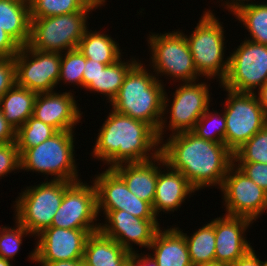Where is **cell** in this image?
Here are the masks:
<instances>
[{"instance_id":"1","label":"cell","mask_w":267,"mask_h":266,"mask_svg":"<svg viewBox=\"0 0 267 266\" xmlns=\"http://www.w3.org/2000/svg\"><path fill=\"white\" fill-rule=\"evenodd\" d=\"M169 136L160 147L166 164L180 171L197 191L211 186L221 188L233 164V153L227 146L204 140L192 131Z\"/></svg>"},{"instance_id":"2","label":"cell","mask_w":267,"mask_h":266,"mask_svg":"<svg viewBox=\"0 0 267 266\" xmlns=\"http://www.w3.org/2000/svg\"><path fill=\"white\" fill-rule=\"evenodd\" d=\"M106 118L91 156L108 168L121 163L146 162L160 155L161 142L149 124L113 109Z\"/></svg>"},{"instance_id":"3","label":"cell","mask_w":267,"mask_h":266,"mask_svg":"<svg viewBox=\"0 0 267 266\" xmlns=\"http://www.w3.org/2000/svg\"><path fill=\"white\" fill-rule=\"evenodd\" d=\"M137 60L110 104L116 112L146 122L157 132L163 119L166 89L162 80Z\"/></svg>"},{"instance_id":"4","label":"cell","mask_w":267,"mask_h":266,"mask_svg":"<svg viewBox=\"0 0 267 266\" xmlns=\"http://www.w3.org/2000/svg\"><path fill=\"white\" fill-rule=\"evenodd\" d=\"M74 135V131H58L38 146L26 149L20 155V170L54 176L52 180H81L74 156Z\"/></svg>"},{"instance_id":"5","label":"cell","mask_w":267,"mask_h":266,"mask_svg":"<svg viewBox=\"0 0 267 266\" xmlns=\"http://www.w3.org/2000/svg\"><path fill=\"white\" fill-rule=\"evenodd\" d=\"M222 26L215 13L206 9L191 35L185 34L197 72L209 80L218 78L219 84L229 68V57L224 60L226 46Z\"/></svg>"},{"instance_id":"6","label":"cell","mask_w":267,"mask_h":266,"mask_svg":"<svg viewBox=\"0 0 267 266\" xmlns=\"http://www.w3.org/2000/svg\"><path fill=\"white\" fill-rule=\"evenodd\" d=\"M27 186L19 193L13 205L15 220L22 224L34 237L51 227L52 220L60 207L65 190L73 183L49 180Z\"/></svg>"},{"instance_id":"7","label":"cell","mask_w":267,"mask_h":266,"mask_svg":"<svg viewBox=\"0 0 267 266\" xmlns=\"http://www.w3.org/2000/svg\"><path fill=\"white\" fill-rule=\"evenodd\" d=\"M92 11L94 10H80L59 16L31 18L27 46L43 52L60 54L76 49L88 28V14Z\"/></svg>"},{"instance_id":"8","label":"cell","mask_w":267,"mask_h":266,"mask_svg":"<svg viewBox=\"0 0 267 266\" xmlns=\"http://www.w3.org/2000/svg\"><path fill=\"white\" fill-rule=\"evenodd\" d=\"M147 38L149 49L151 50L150 65L155 72L157 79L161 75L169 76V79L184 82H194L201 75L194 65L193 56L185 37L181 30L170 31L159 35L151 32ZM160 74V75H158ZM160 76V77H158Z\"/></svg>"},{"instance_id":"9","label":"cell","mask_w":267,"mask_h":266,"mask_svg":"<svg viewBox=\"0 0 267 266\" xmlns=\"http://www.w3.org/2000/svg\"><path fill=\"white\" fill-rule=\"evenodd\" d=\"M221 88L228 93L222 111L226 118L225 145L234 153L267 124V114L257 93Z\"/></svg>"},{"instance_id":"10","label":"cell","mask_w":267,"mask_h":266,"mask_svg":"<svg viewBox=\"0 0 267 266\" xmlns=\"http://www.w3.org/2000/svg\"><path fill=\"white\" fill-rule=\"evenodd\" d=\"M196 82L197 81L180 83V86L177 87L173 93L174 98L171 106L169 105V96L165 90L163 119L157 131L158 140L160 142H162L164 140L163 137H165L164 133L166 130L164 129L168 128L169 131H172L170 135L192 131L197 121L210 107V85H207L206 82ZM167 110L170 111V116L168 117L170 119L169 124H167V120H165L167 119L165 115L168 113ZM165 116L166 118H164ZM166 124L169 126L167 127Z\"/></svg>"},{"instance_id":"11","label":"cell","mask_w":267,"mask_h":266,"mask_svg":"<svg viewBox=\"0 0 267 266\" xmlns=\"http://www.w3.org/2000/svg\"><path fill=\"white\" fill-rule=\"evenodd\" d=\"M228 57V72L220 87L256 93L267 81V45L245 39Z\"/></svg>"},{"instance_id":"12","label":"cell","mask_w":267,"mask_h":266,"mask_svg":"<svg viewBox=\"0 0 267 266\" xmlns=\"http://www.w3.org/2000/svg\"><path fill=\"white\" fill-rule=\"evenodd\" d=\"M16 85L36 93L55 91L60 77L61 54L20 48L14 56Z\"/></svg>"},{"instance_id":"13","label":"cell","mask_w":267,"mask_h":266,"mask_svg":"<svg viewBox=\"0 0 267 266\" xmlns=\"http://www.w3.org/2000/svg\"><path fill=\"white\" fill-rule=\"evenodd\" d=\"M220 191L226 215L245 217L254 222L267 211V192L234 163L229 167Z\"/></svg>"},{"instance_id":"14","label":"cell","mask_w":267,"mask_h":266,"mask_svg":"<svg viewBox=\"0 0 267 266\" xmlns=\"http://www.w3.org/2000/svg\"><path fill=\"white\" fill-rule=\"evenodd\" d=\"M82 180L73 182L64 192L60 207L53 217L51 227L65 229H89L99 231L97 213V191ZM96 222V223H94Z\"/></svg>"},{"instance_id":"15","label":"cell","mask_w":267,"mask_h":266,"mask_svg":"<svg viewBox=\"0 0 267 266\" xmlns=\"http://www.w3.org/2000/svg\"><path fill=\"white\" fill-rule=\"evenodd\" d=\"M97 191V210H123L140 219H157L152 206L133 194L124 180L107 168L94 176Z\"/></svg>"},{"instance_id":"16","label":"cell","mask_w":267,"mask_h":266,"mask_svg":"<svg viewBox=\"0 0 267 266\" xmlns=\"http://www.w3.org/2000/svg\"><path fill=\"white\" fill-rule=\"evenodd\" d=\"M89 229L48 227L39 233L35 249L28 256L33 262L83 259Z\"/></svg>"},{"instance_id":"17","label":"cell","mask_w":267,"mask_h":266,"mask_svg":"<svg viewBox=\"0 0 267 266\" xmlns=\"http://www.w3.org/2000/svg\"><path fill=\"white\" fill-rule=\"evenodd\" d=\"M101 211L107 222L100 223L99 230L131 253L132 244L149 248L160 228L159 219H140L123 210H97L98 216Z\"/></svg>"},{"instance_id":"18","label":"cell","mask_w":267,"mask_h":266,"mask_svg":"<svg viewBox=\"0 0 267 266\" xmlns=\"http://www.w3.org/2000/svg\"><path fill=\"white\" fill-rule=\"evenodd\" d=\"M73 95L71 91L38 93L33 116L57 131H73L83 114Z\"/></svg>"},{"instance_id":"19","label":"cell","mask_w":267,"mask_h":266,"mask_svg":"<svg viewBox=\"0 0 267 266\" xmlns=\"http://www.w3.org/2000/svg\"><path fill=\"white\" fill-rule=\"evenodd\" d=\"M252 223L248 218L226 214L215 218V263L230 265L253 247L244 236Z\"/></svg>"},{"instance_id":"20","label":"cell","mask_w":267,"mask_h":266,"mask_svg":"<svg viewBox=\"0 0 267 266\" xmlns=\"http://www.w3.org/2000/svg\"><path fill=\"white\" fill-rule=\"evenodd\" d=\"M161 167L164 169L163 171H161ZM195 191L197 190L187 178L180 171L174 170L166 164L164 157L160 154L158 179L152 204L154 214L158 217V214L162 211L165 213L177 211L181 204L185 202L184 200L192 193L194 194Z\"/></svg>"},{"instance_id":"21","label":"cell","mask_w":267,"mask_h":266,"mask_svg":"<svg viewBox=\"0 0 267 266\" xmlns=\"http://www.w3.org/2000/svg\"><path fill=\"white\" fill-rule=\"evenodd\" d=\"M158 165L159 156L146 162L121 163L112 169L124 180L133 194L152 206L158 179Z\"/></svg>"},{"instance_id":"22","label":"cell","mask_w":267,"mask_h":266,"mask_svg":"<svg viewBox=\"0 0 267 266\" xmlns=\"http://www.w3.org/2000/svg\"><path fill=\"white\" fill-rule=\"evenodd\" d=\"M160 227L155 233L148 250L156 260L158 266H193L190 260L188 246L183 230L178 227Z\"/></svg>"},{"instance_id":"23","label":"cell","mask_w":267,"mask_h":266,"mask_svg":"<svg viewBox=\"0 0 267 266\" xmlns=\"http://www.w3.org/2000/svg\"><path fill=\"white\" fill-rule=\"evenodd\" d=\"M131 252L100 230L91 233L86 241L84 266H128Z\"/></svg>"},{"instance_id":"24","label":"cell","mask_w":267,"mask_h":266,"mask_svg":"<svg viewBox=\"0 0 267 266\" xmlns=\"http://www.w3.org/2000/svg\"><path fill=\"white\" fill-rule=\"evenodd\" d=\"M29 0H0V27L21 47L30 36Z\"/></svg>"},{"instance_id":"25","label":"cell","mask_w":267,"mask_h":266,"mask_svg":"<svg viewBox=\"0 0 267 266\" xmlns=\"http://www.w3.org/2000/svg\"><path fill=\"white\" fill-rule=\"evenodd\" d=\"M36 92L16 84L0 99L3 116L17 131L33 115Z\"/></svg>"},{"instance_id":"26","label":"cell","mask_w":267,"mask_h":266,"mask_svg":"<svg viewBox=\"0 0 267 266\" xmlns=\"http://www.w3.org/2000/svg\"><path fill=\"white\" fill-rule=\"evenodd\" d=\"M77 48L85 58L107 66L114 64L121 56L123 57L117 41L108 34L89 30V27L85 30Z\"/></svg>"},{"instance_id":"27","label":"cell","mask_w":267,"mask_h":266,"mask_svg":"<svg viewBox=\"0 0 267 266\" xmlns=\"http://www.w3.org/2000/svg\"><path fill=\"white\" fill-rule=\"evenodd\" d=\"M137 62L135 58H131L127 62L120 58L114 64L101 70L95 81H92L85 89L105 95L107 103H111L117 96L126 74Z\"/></svg>"},{"instance_id":"28","label":"cell","mask_w":267,"mask_h":266,"mask_svg":"<svg viewBox=\"0 0 267 266\" xmlns=\"http://www.w3.org/2000/svg\"><path fill=\"white\" fill-rule=\"evenodd\" d=\"M183 234L193 266L215 263V218L191 236Z\"/></svg>"},{"instance_id":"29","label":"cell","mask_w":267,"mask_h":266,"mask_svg":"<svg viewBox=\"0 0 267 266\" xmlns=\"http://www.w3.org/2000/svg\"><path fill=\"white\" fill-rule=\"evenodd\" d=\"M233 15L250 33L244 38L262 45H267V2H251L240 7Z\"/></svg>"},{"instance_id":"30","label":"cell","mask_w":267,"mask_h":266,"mask_svg":"<svg viewBox=\"0 0 267 266\" xmlns=\"http://www.w3.org/2000/svg\"><path fill=\"white\" fill-rule=\"evenodd\" d=\"M30 18H43L75 13L80 10H95L87 0H29Z\"/></svg>"},{"instance_id":"31","label":"cell","mask_w":267,"mask_h":266,"mask_svg":"<svg viewBox=\"0 0 267 266\" xmlns=\"http://www.w3.org/2000/svg\"><path fill=\"white\" fill-rule=\"evenodd\" d=\"M57 132L54 127L45 124L32 115L16 131V143L19 154L21 155L28 148L38 146Z\"/></svg>"},{"instance_id":"32","label":"cell","mask_w":267,"mask_h":266,"mask_svg":"<svg viewBox=\"0 0 267 266\" xmlns=\"http://www.w3.org/2000/svg\"><path fill=\"white\" fill-rule=\"evenodd\" d=\"M213 112L208 108L197 121L192 132L204 140L225 144L226 118L224 112L222 114L214 110Z\"/></svg>"},{"instance_id":"33","label":"cell","mask_w":267,"mask_h":266,"mask_svg":"<svg viewBox=\"0 0 267 266\" xmlns=\"http://www.w3.org/2000/svg\"><path fill=\"white\" fill-rule=\"evenodd\" d=\"M236 162L267 164V124L233 153V163Z\"/></svg>"},{"instance_id":"34","label":"cell","mask_w":267,"mask_h":266,"mask_svg":"<svg viewBox=\"0 0 267 266\" xmlns=\"http://www.w3.org/2000/svg\"><path fill=\"white\" fill-rule=\"evenodd\" d=\"M86 63L85 56L78 48L65 51L61 54L60 77L58 84H73L82 88L83 71Z\"/></svg>"},{"instance_id":"35","label":"cell","mask_w":267,"mask_h":266,"mask_svg":"<svg viewBox=\"0 0 267 266\" xmlns=\"http://www.w3.org/2000/svg\"><path fill=\"white\" fill-rule=\"evenodd\" d=\"M14 227H0V258L12 261L21 249L22 239L33 235L17 220ZM25 235V236H24Z\"/></svg>"},{"instance_id":"36","label":"cell","mask_w":267,"mask_h":266,"mask_svg":"<svg viewBox=\"0 0 267 266\" xmlns=\"http://www.w3.org/2000/svg\"><path fill=\"white\" fill-rule=\"evenodd\" d=\"M19 169L20 154L17 143L0 144V177H5L7 174Z\"/></svg>"},{"instance_id":"37","label":"cell","mask_w":267,"mask_h":266,"mask_svg":"<svg viewBox=\"0 0 267 266\" xmlns=\"http://www.w3.org/2000/svg\"><path fill=\"white\" fill-rule=\"evenodd\" d=\"M237 163L234 164L254 183L267 192V164L258 162Z\"/></svg>"},{"instance_id":"38","label":"cell","mask_w":267,"mask_h":266,"mask_svg":"<svg viewBox=\"0 0 267 266\" xmlns=\"http://www.w3.org/2000/svg\"><path fill=\"white\" fill-rule=\"evenodd\" d=\"M16 84L14 57L0 58V99Z\"/></svg>"},{"instance_id":"39","label":"cell","mask_w":267,"mask_h":266,"mask_svg":"<svg viewBox=\"0 0 267 266\" xmlns=\"http://www.w3.org/2000/svg\"><path fill=\"white\" fill-rule=\"evenodd\" d=\"M21 46L0 27V58L14 57Z\"/></svg>"},{"instance_id":"40","label":"cell","mask_w":267,"mask_h":266,"mask_svg":"<svg viewBox=\"0 0 267 266\" xmlns=\"http://www.w3.org/2000/svg\"><path fill=\"white\" fill-rule=\"evenodd\" d=\"M106 66V64L86 58V63L83 71L82 87L86 88L92 81H95L99 72Z\"/></svg>"},{"instance_id":"41","label":"cell","mask_w":267,"mask_h":266,"mask_svg":"<svg viewBox=\"0 0 267 266\" xmlns=\"http://www.w3.org/2000/svg\"><path fill=\"white\" fill-rule=\"evenodd\" d=\"M16 142V130L6 120L0 108V144Z\"/></svg>"},{"instance_id":"42","label":"cell","mask_w":267,"mask_h":266,"mask_svg":"<svg viewBox=\"0 0 267 266\" xmlns=\"http://www.w3.org/2000/svg\"><path fill=\"white\" fill-rule=\"evenodd\" d=\"M128 266H158L156 260L151 254H141L138 251L132 252Z\"/></svg>"},{"instance_id":"43","label":"cell","mask_w":267,"mask_h":266,"mask_svg":"<svg viewBox=\"0 0 267 266\" xmlns=\"http://www.w3.org/2000/svg\"><path fill=\"white\" fill-rule=\"evenodd\" d=\"M229 266H262V261L256 256L254 248H251L245 255Z\"/></svg>"},{"instance_id":"44","label":"cell","mask_w":267,"mask_h":266,"mask_svg":"<svg viewBox=\"0 0 267 266\" xmlns=\"http://www.w3.org/2000/svg\"><path fill=\"white\" fill-rule=\"evenodd\" d=\"M41 266H84L83 259L61 260L55 262H37Z\"/></svg>"},{"instance_id":"45","label":"cell","mask_w":267,"mask_h":266,"mask_svg":"<svg viewBox=\"0 0 267 266\" xmlns=\"http://www.w3.org/2000/svg\"><path fill=\"white\" fill-rule=\"evenodd\" d=\"M251 1H253V0H230V2H229V0H226L223 2L226 5H224L222 3V6H225L224 8L228 9V12L230 11V13L232 12V14H234L240 7H242L246 4L247 5L250 4Z\"/></svg>"},{"instance_id":"46","label":"cell","mask_w":267,"mask_h":266,"mask_svg":"<svg viewBox=\"0 0 267 266\" xmlns=\"http://www.w3.org/2000/svg\"><path fill=\"white\" fill-rule=\"evenodd\" d=\"M257 91V98L259 100V103L267 114V81L260 88H258Z\"/></svg>"},{"instance_id":"47","label":"cell","mask_w":267,"mask_h":266,"mask_svg":"<svg viewBox=\"0 0 267 266\" xmlns=\"http://www.w3.org/2000/svg\"><path fill=\"white\" fill-rule=\"evenodd\" d=\"M88 3L94 5L96 8L105 6L106 0H87Z\"/></svg>"},{"instance_id":"48","label":"cell","mask_w":267,"mask_h":266,"mask_svg":"<svg viewBox=\"0 0 267 266\" xmlns=\"http://www.w3.org/2000/svg\"><path fill=\"white\" fill-rule=\"evenodd\" d=\"M0 266H12L11 262L9 260H6L4 258H0Z\"/></svg>"},{"instance_id":"49","label":"cell","mask_w":267,"mask_h":266,"mask_svg":"<svg viewBox=\"0 0 267 266\" xmlns=\"http://www.w3.org/2000/svg\"><path fill=\"white\" fill-rule=\"evenodd\" d=\"M198 266H229V265L225 263H211V264H203V265H198Z\"/></svg>"},{"instance_id":"50","label":"cell","mask_w":267,"mask_h":266,"mask_svg":"<svg viewBox=\"0 0 267 266\" xmlns=\"http://www.w3.org/2000/svg\"><path fill=\"white\" fill-rule=\"evenodd\" d=\"M262 266H267V260H265L264 262L262 261Z\"/></svg>"}]
</instances>
